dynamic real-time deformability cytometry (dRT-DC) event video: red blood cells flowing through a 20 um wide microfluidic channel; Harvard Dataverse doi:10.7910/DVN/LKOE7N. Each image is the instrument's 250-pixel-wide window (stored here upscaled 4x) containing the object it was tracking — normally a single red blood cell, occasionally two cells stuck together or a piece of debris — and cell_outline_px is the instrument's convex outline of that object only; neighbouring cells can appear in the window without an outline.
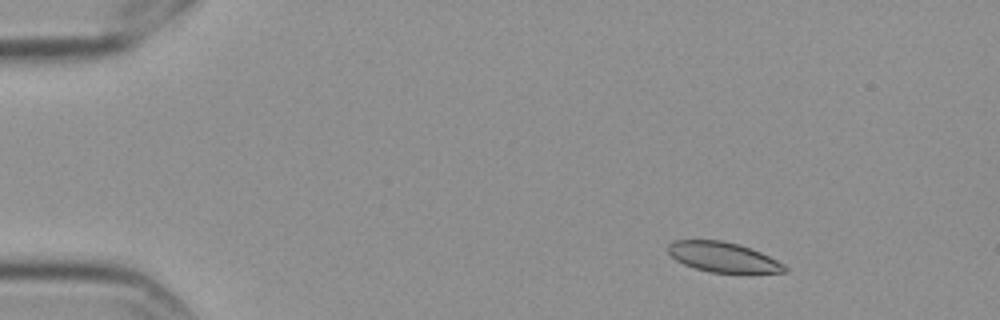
{"species": "Egyptian fruit bat (a non-hibernating species)", "species_latin": "Rousettus aegyptiacus", "temperature_condition": "cold", "stored_images_in_passage": 9, "camera_frame_rate_fps": 3000, "um_per_image_px": 0.085, "frame": {"image": 1, "passage_image": 3, "time_ms": 0.667, "image_size_px": [1000, 320], "cell_outline_px": [[788, 272], [748, 276], [708, 272], [684, 264], [676, 260], [668, 252], [668, 244], [676, 240], [720, 240], [736, 244], [760, 252], [784, 264], [788, 268]], "centroid_in_image_um": [61.55, 21.93], "position_along_channel_um": 23.4, "area_um2": 21.1}}
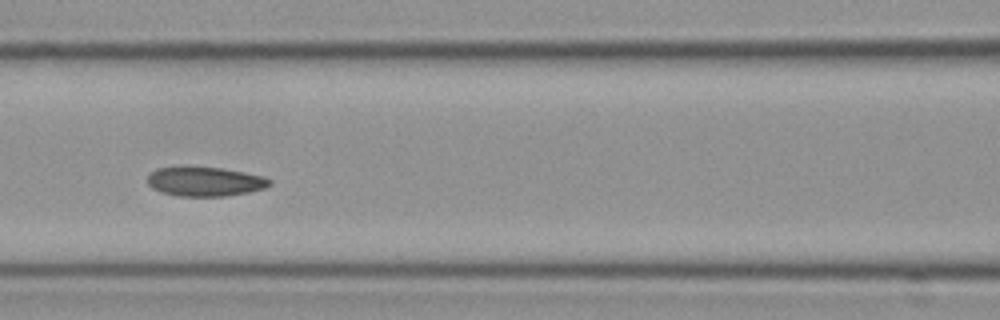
{"frame": {"image": 2, "passage_image": 8, "time_ms": 2.333, "image_size_px": [1000, 320], "cell_outline_px": [[272, 184], [264, 188], [248, 192], [224, 196], [176, 196], [160, 192], [152, 188], [148, 184], [148, 176], [156, 168], [220, 168], [244, 172], [264, 176], [272, 180]], "centroid_in_image_um": [17.44, 15.45], "position_along_channel_um": 149.2, "area_um2": 20.58}}
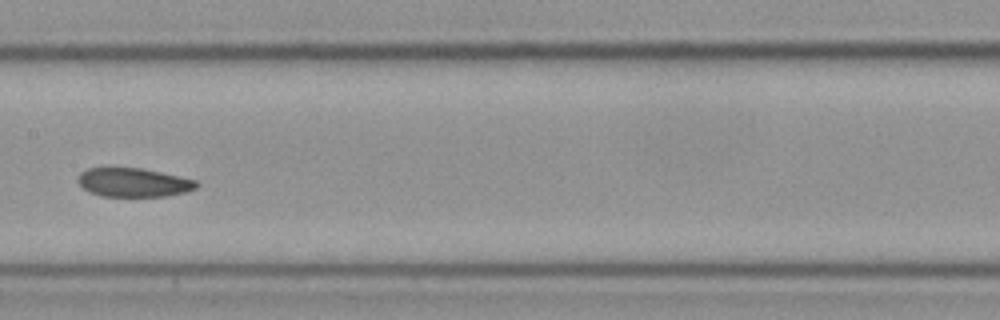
{"frame": {"image": 3, "passage_image": 9, "time_ms": 2.667, "image_size_px": [1000, 320], "cell_outline_px": [[200, 184], [196, 188], [184, 192], [164, 196], [100, 196], [84, 188], [76, 180], [80, 172], [88, 168], [140, 168], [160, 172], [196, 180]], "centroid_in_image_um": [11.34, 15.5], "position_along_channel_um": 196.1, "area_um2": 19.71}}